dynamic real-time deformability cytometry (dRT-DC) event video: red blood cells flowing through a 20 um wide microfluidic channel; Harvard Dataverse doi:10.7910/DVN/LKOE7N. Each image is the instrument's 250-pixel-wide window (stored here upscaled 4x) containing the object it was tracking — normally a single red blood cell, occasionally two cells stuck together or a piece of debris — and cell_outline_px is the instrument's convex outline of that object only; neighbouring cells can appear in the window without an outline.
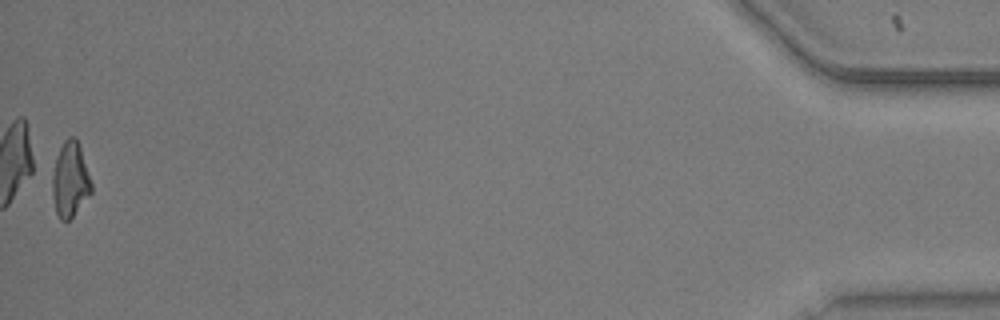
{"species": "common noctule bat (a hibernating species)", "species_latin": "Nyctalus noctula", "temperature_condition": "warm", "stored_images_in_passage": 49, "camera_frame_rate_fps": 3000, "um_per_image_px": 0.085, "animal": {"sex": "male", "body_mass_g": 20.5, "forearm_length_mm": 52.5}, "frame": {"image": 1, "passage_image": 49, "time_ms": 16.0, "image_size_px": [1000, 320], "cell_outline_px": [[92, 192], [72, 216], [68, 220], [60, 220], [56, 212], [52, 196], [52, 176], [56, 156], [64, 140], [68, 136], [76, 136], [92, 184]], "centroid_in_image_um": [5.95, 15.25], "position_along_channel_um": 429.3, "area_um2": 16.94}, "authors_computed_cell_mechanics": {"area_um2": 17.8024, "velocity_mm_per_s": 3.7296, "shape_relaxation_time_tau1_ms": 3.4585, "shape_relaxation_time_tau2_ms": 2.612, "deformation_change_tau1": 0.1463, "deformation_change_tau2": 0.1068}}